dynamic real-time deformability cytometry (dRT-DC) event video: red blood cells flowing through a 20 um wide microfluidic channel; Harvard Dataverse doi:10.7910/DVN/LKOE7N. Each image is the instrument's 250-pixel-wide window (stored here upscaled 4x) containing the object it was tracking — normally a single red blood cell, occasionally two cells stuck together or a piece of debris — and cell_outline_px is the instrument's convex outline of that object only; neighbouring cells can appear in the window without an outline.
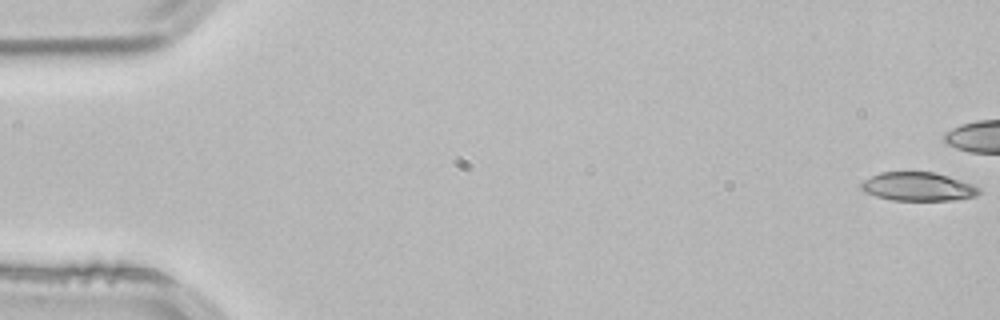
{"species": "common noctule bat (a hibernating species)", "species_latin": "Nyctalus noctula", "temperature_condition": "room temperature", "stored_images_in_passage": 4, "camera_frame_rate_fps": 3000, "um_per_image_px": 0.085, "animal": {"sex": "male", "body_mass_g": 21.5, "forearm_length_mm": 52.0}, "frame": {"image": 1, "passage_image": 4, "time_ms": 1.0, "image_size_px": [1000, 320], "cell_outline_px": [[980, 192], [976, 196], [952, 200], [892, 200], [876, 196], [864, 192], [860, 188], [860, 184], [864, 180], [880, 172], [936, 172], [972, 184], [980, 188]], "centroid_in_image_um": [78.02, 15.86], "position_along_channel_um": 7.0, "area_um2": 19.59}}